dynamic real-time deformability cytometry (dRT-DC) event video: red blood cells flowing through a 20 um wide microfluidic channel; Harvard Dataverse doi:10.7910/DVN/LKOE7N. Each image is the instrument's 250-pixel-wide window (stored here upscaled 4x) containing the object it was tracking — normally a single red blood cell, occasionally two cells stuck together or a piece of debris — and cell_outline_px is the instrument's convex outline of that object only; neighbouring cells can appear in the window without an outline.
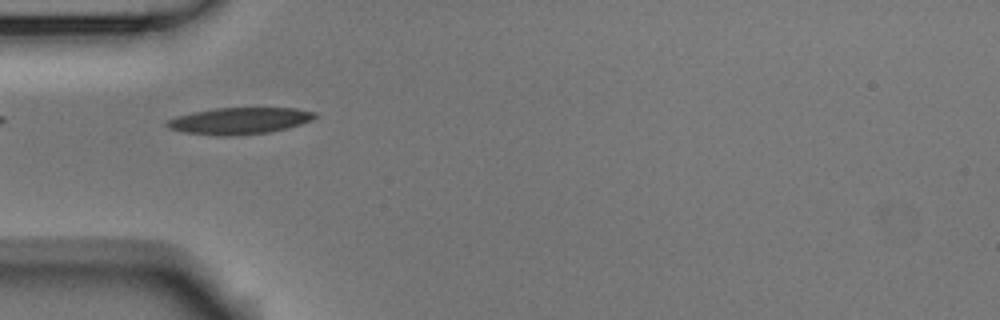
{"species": "Egyptian fruit bat (a non-hibernating species)", "species_latin": "Rousettus aegyptiacus", "temperature_condition": "room temperature", "stored_images_in_passage": 4, "camera_frame_rate_fps": 3000, "um_per_image_px": 0.085, "animal": {"sex": "male"}, "frame": {"image": 1, "passage_image": 1, "time_ms": 0.0, "image_size_px": [1000, 320], "cell_outline_px": [[316, 116], [312, 120], [288, 128], [268, 132], [232, 136], [216, 136], [184, 132], [168, 128], [164, 124], [164, 120], [176, 116], [192, 112], [216, 108], [296, 108], [316, 112]], "centroid_in_image_um": [20.3, 10.27], "position_along_channel_um": 64.7, "area_um2": 23.12}}
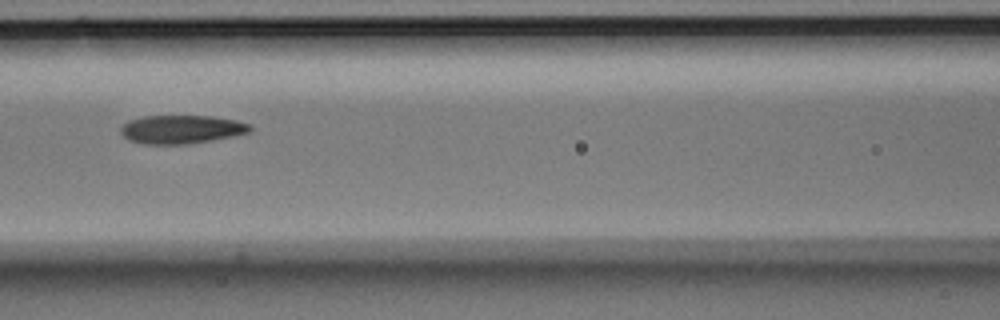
{"frame": {"image": 2, "passage_image": 3, "time_ms": 0.667, "image_size_px": [1000, 320], "cell_outline_px": [[252, 132], [236, 136], [188, 144], [144, 144], [128, 140], [120, 132], [120, 128], [128, 120], [144, 116], [212, 116], [236, 120], [252, 124]], "centroid_in_image_um": [15.47, 10.99], "position_along_channel_um": 151.1, "area_um2": 21.73}}
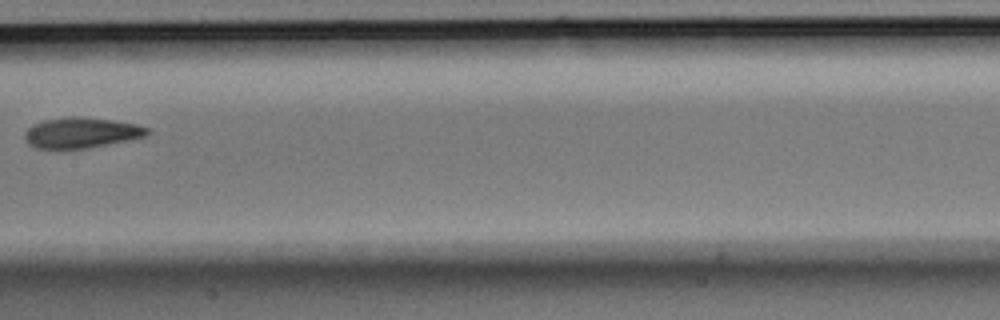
{"frame": {"image": 3, "passage_image": 4, "time_ms": 1.0, "image_size_px": [1000, 320], "cell_outline_px": [[152, 132], [148, 136], [132, 140], [88, 148], [36, 148], [28, 144], [24, 136], [24, 132], [32, 124], [44, 120], [68, 116], [80, 116], [112, 120], [136, 124], [148, 128]], "centroid_in_image_um": [6.95, 11.27], "position_along_channel_um": 200.5, "area_um2": 22.08}}